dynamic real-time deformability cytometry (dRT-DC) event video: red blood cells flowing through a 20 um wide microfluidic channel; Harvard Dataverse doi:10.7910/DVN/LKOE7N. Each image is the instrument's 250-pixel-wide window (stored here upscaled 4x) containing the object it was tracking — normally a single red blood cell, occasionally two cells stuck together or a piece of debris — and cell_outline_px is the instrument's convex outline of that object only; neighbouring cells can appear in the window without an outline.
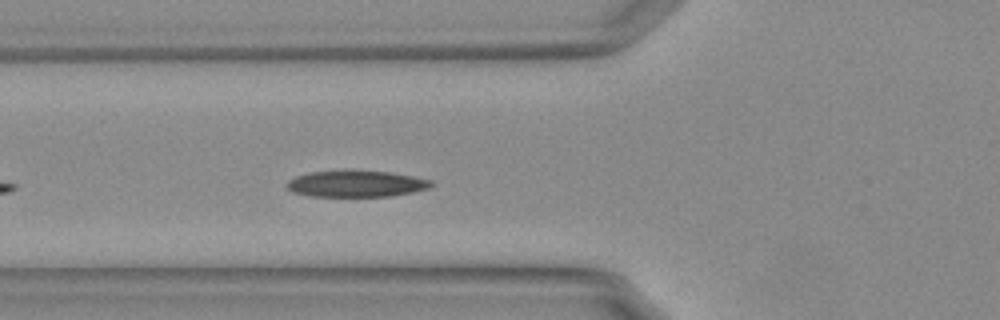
{"species": "Egyptian fruit bat (a non-hibernating species)", "species_latin": "Rousettus aegyptiacus", "temperature_condition": "warm", "stored_images_in_passage": 39, "camera_frame_rate_fps": 3000, "um_per_image_px": 0.085, "animal": {"sex": "female"}, "frame": {"image": 1, "passage_image": 6, "time_ms": 1.667, "image_size_px": [1000, 320], "cell_outline_px": [[436, 184], [428, 188], [412, 192], [392, 196], [308, 196], [292, 192], [288, 188], [288, 180], [296, 176], [312, 172], [348, 168], [392, 172], [432, 180]], "centroid_in_image_um": [30.3, 15.59], "position_along_channel_um": 95.5, "area_um2": 22.83}, "authors_computed_cell_mechanics": {"area_um2": 20.6346, "velocity_mm_per_s": 3.697, "shape_relaxation_time_tau1_ms": 2.3268, "shape_relaxation_time_tau2_ms": 1.922, "deformation_change_tau1": 0.1129, "deformation_change_tau2": 0.0704}}